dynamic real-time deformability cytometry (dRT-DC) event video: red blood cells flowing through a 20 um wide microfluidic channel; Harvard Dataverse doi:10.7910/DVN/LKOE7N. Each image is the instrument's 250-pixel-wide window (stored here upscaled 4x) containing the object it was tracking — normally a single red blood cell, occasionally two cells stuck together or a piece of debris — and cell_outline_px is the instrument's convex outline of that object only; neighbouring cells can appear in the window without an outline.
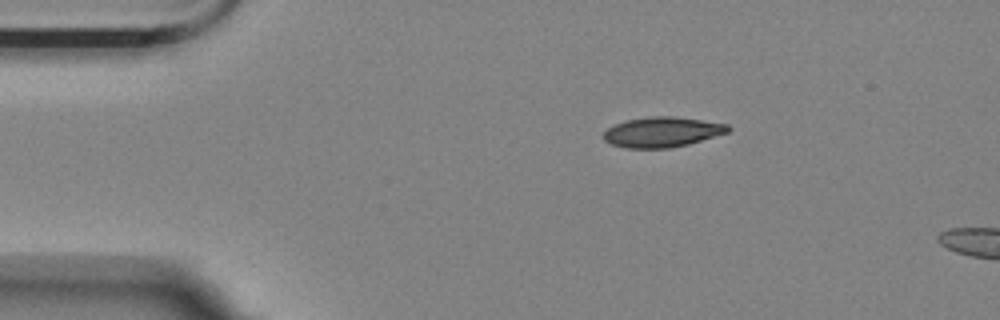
{"species": "Egyptian fruit bat (a non-hibernating species)", "species_latin": "Rousettus aegyptiacus", "temperature_condition": "room temperature", "stored_images_in_passage": 2, "camera_frame_rate_fps": 3000, "um_per_image_px": 0.085, "animal": {"sex": "female"}, "frame": {"image": 1, "passage_image": 1, "time_ms": 0.0, "image_size_px": [1000, 320], "cell_outline_px": [[732, 128], [728, 132], [688, 144], [668, 148], [624, 148], [612, 144], [604, 140], [604, 132], [608, 128], [616, 124], [628, 120], [652, 116], [672, 116], [728, 124]], "centroid_in_image_um": [56.29, 11.23], "position_along_channel_um": 28.7, "area_um2": 21.62}}